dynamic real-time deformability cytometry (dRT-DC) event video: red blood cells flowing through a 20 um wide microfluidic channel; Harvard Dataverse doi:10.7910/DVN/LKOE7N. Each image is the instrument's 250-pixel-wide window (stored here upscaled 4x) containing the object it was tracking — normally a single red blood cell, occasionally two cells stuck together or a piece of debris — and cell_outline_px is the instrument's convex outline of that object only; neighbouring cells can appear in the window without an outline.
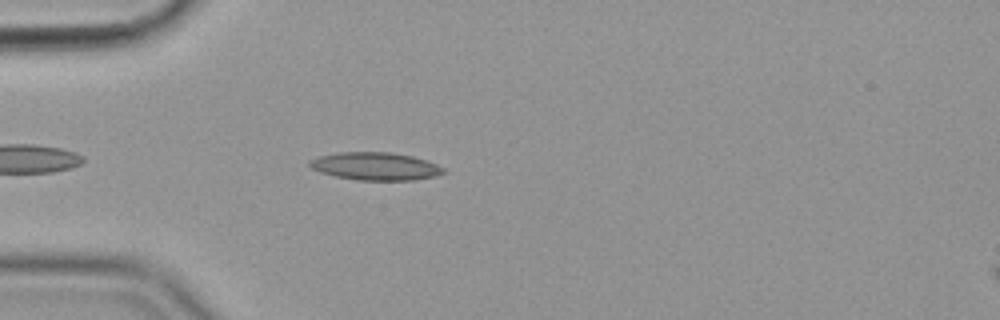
{"species": "common noctule bat (a hibernating species)", "species_latin": "Nyctalus noctula", "temperature_condition": "cold", "stored_images_in_passage": 45, "camera_frame_rate_fps": 3000, "um_per_image_px": 0.085, "animal": {"sex": "female", "body_mass_g": 19.9}, "frame": {"image": 1, "passage_image": 5, "time_ms": 1.333, "image_size_px": [1000, 320], "cell_outline_px": [[448, 172], [432, 176], [412, 180], [356, 180], [336, 176], [320, 172], [312, 168], [308, 164], [308, 160], [320, 156], [336, 152], [392, 152], [412, 156], [428, 160], [444, 168]], "centroid_in_image_um": [31.91, 14.12], "position_along_channel_um": 53.1, "area_um2": 21.73}}
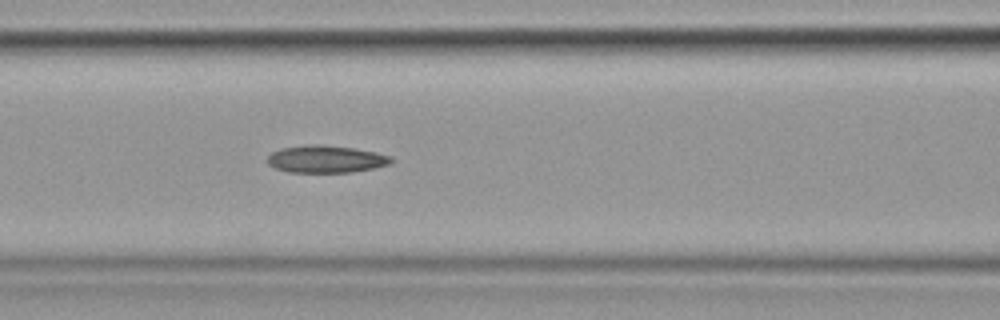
{"frame": {"image": 2, "passage_image": 13, "time_ms": 4.0, "image_size_px": [1000, 320], "cell_outline_px": [[392, 160], [388, 164], [372, 168], [352, 172], [288, 172], [272, 168], [268, 164], [268, 156], [272, 152], [280, 148], [308, 144], [316, 144], [352, 148], [376, 152], [392, 156]], "centroid_in_image_um": [27.65, 13.52], "position_along_channel_um": 139.0, "area_um2": 19.65}}
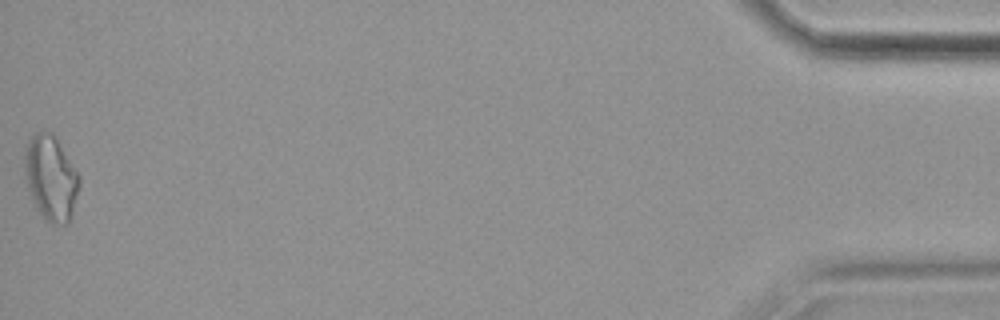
{"frame": {"image": 3, "passage_image": 45, "time_ms": 14.667, "image_size_px": [1000, 320], "cell_outline_px": [[80, 184], [72, 212], [68, 224], [52, 224], [44, 220], [36, 208], [32, 200], [24, 176], [24, 156], [28, 140], [36, 132], [52, 132], [80, 176]], "centroid_in_image_um": [4.3, 15.15], "position_along_channel_um": 430.9, "area_um2": 27.05}, "authors_computed_cell_mechanics": {"area_um2": 19.7098, "velocity_mm_per_s": 3.5901, "shape_relaxation_time_tau1_ms": null, "shape_relaxation_time_tau2_ms": 5.292, "deformation_change_tau1": null, "deformation_change_tau2": 0.1422}}